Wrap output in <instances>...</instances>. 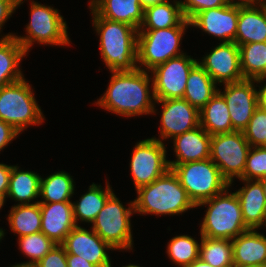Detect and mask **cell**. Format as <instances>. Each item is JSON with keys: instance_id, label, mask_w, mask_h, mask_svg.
I'll return each instance as SVG.
<instances>
[{"instance_id": "cell-1", "label": "cell", "mask_w": 266, "mask_h": 267, "mask_svg": "<svg viewBox=\"0 0 266 267\" xmlns=\"http://www.w3.org/2000/svg\"><path fill=\"white\" fill-rule=\"evenodd\" d=\"M111 73L108 88L95 102L96 105L125 118L156 113L154 92L150 90L152 79L149 77V71L136 68L133 71Z\"/></svg>"}, {"instance_id": "cell-2", "label": "cell", "mask_w": 266, "mask_h": 267, "mask_svg": "<svg viewBox=\"0 0 266 267\" xmlns=\"http://www.w3.org/2000/svg\"><path fill=\"white\" fill-rule=\"evenodd\" d=\"M93 26L99 37V50L105 66L111 71H133L137 68V33L129 24L99 17L92 9Z\"/></svg>"}, {"instance_id": "cell-3", "label": "cell", "mask_w": 266, "mask_h": 267, "mask_svg": "<svg viewBox=\"0 0 266 267\" xmlns=\"http://www.w3.org/2000/svg\"><path fill=\"white\" fill-rule=\"evenodd\" d=\"M136 191L134 209L141 215H177L197 208L172 169Z\"/></svg>"}, {"instance_id": "cell-4", "label": "cell", "mask_w": 266, "mask_h": 267, "mask_svg": "<svg viewBox=\"0 0 266 267\" xmlns=\"http://www.w3.org/2000/svg\"><path fill=\"white\" fill-rule=\"evenodd\" d=\"M228 190L227 188L224 192L196 205V207L208 206L200 224V236L233 240L249 230L244 224L236 193H229Z\"/></svg>"}, {"instance_id": "cell-5", "label": "cell", "mask_w": 266, "mask_h": 267, "mask_svg": "<svg viewBox=\"0 0 266 267\" xmlns=\"http://www.w3.org/2000/svg\"><path fill=\"white\" fill-rule=\"evenodd\" d=\"M189 198L197 205L230 188L219 168L209 158L183 164H169Z\"/></svg>"}, {"instance_id": "cell-6", "label": "cell", "mask_w": 266, "mask_h": 267, "mask_svg": "<svg viewBox=\"0 0 266 267\" xmlns=\"http://www.w3.org/2000/svg\"><path fill=\"white\" fill-rule=\"evenodd\" d=\"M25 78L0 88V119L22 133L28 126L43 123L41 107Z\"/></svg>"}, {"instance_id": "cell-7", "label": "cell", "mask_w": 266, "mask_h": 267, "mask_svg": "<svg viewBox=\"0 0 266 267\" xmlns=\"http://www.w3.org/2000/svg\"><path fill=\"white\" fill-rule=\"evenodd\" d=\"M188 26L165 29H139L137 33V68L151 71L159 64L184 53L180 42ZM144 67V68H141Z\"/></svg>"}, {"instance_id": "cell-8", "label": "cell", "mask_w": 266, "mask_h": 267, "mask_svg": "<svg viewBox=\"0 0 266 267\" xmlns=\"http://www.w3.org/2000/svg\"><path fill=\"white\" fill-rule=\"evenodd\" d=\"M30 6L31 19L26 25V36L14 35L26 53L36 41L44 45L69 46L68 26L59 11L35 1H31Z\"/></svg>"}, {"instance_id": "cell-9", "label": "cell", "mask_w": 266, "mask_h": 267, "mask_svg": "<svg viewBox=\"0 0 266 267\" xmlns=\"http://www.w3.org/2000/svg\"><path fill=\"white\" fill-rule=\"evenodd\" d=\"M113 193L92 222V229L113 249L132 250L133 237L130 217L135 213L134 201L125 208Z\"/></svg>"}, {"instance_id": "cell-10", "label": "cell", "mask_w": 266, "mask_h": 267, "mask_svg": "<svg viewBox=\"0 0 266 267\" xmlns=\"http://www.w3.org/2000/svg\"><path fill=\"white\" fill-rule=\"evenodd\" d=\"M250 148L243 131L216 134L211 137L210 159L230 185L234 178L243 179Z\"/></svg>"}, {"instance_id": "cell-11", "label": "cell", "mask_w": 266, "mask_h": 267, "mask_svg": "<svg viewBox=\"0 0 266 267\" xmlns=\"http://www.w3.org/2000/svg\"><path fill=\"white\" fill-rule=\"evenodd\" d=\"M165 144L156 137L137 142L132 152L130 171L135 189L150 184L169 169Z\"/></svg>"}, {"instance_id": "cell-12", "label": "cell", "mask_w": 266, "mask_h": 267, "mask_svg": "<svg viewBox=\"0 0 266 267\" xmlns=\"http://www.w3.org/2000/svg\"><path fill=\"white\" fill-rule=\"evenodd\" d=\"M197 62L185 53L149 71L155 100L183 98L189 73Z\"/></svg>"}, {"instance_id": "cell-13", "label": "cell", "mask_w": 266, "mask_h": 267, "mask_svg": "<svg viewBox=\"0 0 266 267\" xmlns=\"http://www.w3.org/2000/svg\"><path fill=\"white\" fill-rule=\"evenodd\" d=\"M161 104L160 137L157 139H173L187 131L200 126L199 110L183 98L155 100Z\"/></svg>"}, {"instance_id": "cell-14", "label": "cell", "mask_w": 266, "mask_h": 267, "mask_svg": "<svg viewBox=\"0 0 266 267\" xmlns=\"http://www.w3.org/2000/svg\"><path fill=\"white\" fill-rule=\"evenodd\" d=\"M255 79L224 84V91L218 92L227 103L234 131H243L257 108V89Z\"/></svg>"}, {"instance_id": "cell-15", "label": "cell", "mask_w": 266, "mask_h": 267, "mask_svg": "<svg viewBox=\"0 0 266 267\" xmlns=\"http://www.w3.org/2000/svg\"><path fill=\"white\" fill-rule=\"evenodd\" d=\"M198 63L215 83H234L244 80L240 68V50L235 42L219 43Z\"/></svg>"}, {"instance_id": "cell-16", "label": "cell", "mask_w": 266, "mask_h": 267, "mask_svg": "<svg viewBox=\"0 0 266 267\" xmlns=\"http://www.w3.org/2000/svg\"><path fill=\"white\" fill-rule=\"evenodd\" d=\"M66 254L78 255L97 267H111V259L106 250H115L105 242L92 228L88 231L76 226L61 243Z\"/></svg>"}, {"instance_id": "cell-17", "label": "cell", "mask_w": 266, "mask_h": 267, "mask_svg": "<svg viewBox=\"0 0 266 267\" xmlns=\"http://www.w3.org/2000/svg\"><path fill=\"white\" fill-rule=\"evenodd\" d=\"M239 3L204 10L191 21L192 27L219 38L222 42H234L237 32Z\"/></svg>"}, {"instance_id": "cell-18", "label": "cell", "mask_w": 266, "mask_h": 267, "mask_svg": "<svg viewBox=\"0 0 266 267\" xmlns=\"http://www.w3.org/2000/svg\"><path fill=\"white\" fill-rule=\"evenodd\" d=\"M40 210L41 232L56 244H61L71 230L77 226L72 201L40 203Z\"/></svg>"}, {"instance_id": "cell-19", "label": "cell", "mask_w": 266, "mask_h": 267, "mask_svg": "<svg viewBox=\"0 0 266 267\" xmlns=\"http://www.w3.org/2000/svg\"><path fill=\"white\" fill-rule=\"evenodd\" d=\"M242 188L235 191L241 206L244 224L248 229L266 226V198L259 180L239 179ZM264 224V225H263Z\"/></svg>"}, {"instance_id": "cell-20", "label": "cell", "mask_w": 266, "mask_h": 267, "mask_svg": "<svg viewBox=\"0 0 266 267\" xmlns=\"http://www.w3.org/2000/svg\"><path fill=\"white\" fill-rule=\"evenodd\" d=\"M234 42L239 46L266 42V5L240 4Z\"/></svg>"}, {"instance_id": "cell-21", "label": "cell", "mask_w": 266, "mask_h": 267, "mask_svg": "<svg viewBox=\"0 0 266 267\" xmlns=\"http://www.w3.org/2000/svg\"><path fill=\"white\" fill-rule=\"evenodd\" d=\"M232 241L234 267L266 265V236L249 229Z\"/></svg>"}, {"instance_id": "cell-22", "label": "cell", "mask_w": 266, "mask_h": 267, "mask_svg": "<svg viewBox=\"0 0 266 267\" xmlns=\"http://www.w3.org/2000/svg\"><path fill=\"white\" fill-rule=\"evenodd\" d=\"M211 135L201 126L173 138L175 161L169 164H183L210 158Z\"/></svg>"}, {"instance_id": "cell-23", "label": "cell", "mask_w": 266, "mask_h": 267, "mask_svg": "<svg viewBox=\"0 0 266 267\" xmlns=\"http://www.w3.org/2000/svg\"><path fill=\"white\" fill-rule=\"evenodd\" d=\"M89 4L99 17L129 24L137 30L143 22L140 0H91Z\"/></svg>"}, {"instance_id": "cell-24", "label": "cell", "mask_w": 266, "mask_h": 267, "mask_svg": "<svg viewBox=\"0 0 266 267\" xmlns=\"http://www.w3.org/2000/svg\"><path fill=\"white\" fill-rule=\"evenodd\" d=\"M14 35L0 38V88L24 78L19 65L27 53Z\"/></svg>"}, {"instance_id": "cell-25", "label": "cell", "mask_w": 266, "mask_h": 267, "mask_svg": "<svg viewBox=\"0 0 266 267\" xmlns=\"http://www.w3.org/2000/svg\"><path fill=\"white\" fill-rule=\"evenodd\" d=\"M169 0L144 9L143 22L139 29H165L174 26H191L183 14L180 1Z\"/></svg>"}, {"instance_id": "cell-26", "label": "cell", "mask_w": 266, "mask_h": 267, "mask_svg": "<svg viewBox=\"0 0 266 267\" xmlns=\"http://www.w3.org/2000/svg\"><path fill=\"white\" fill-rule=\"evenodd\" d=\"M217 91L215 81L197 62L189 73L183 99L200 111Z\"/></svg>"}, {"instance_id": "cell-27", "label": "cell", "mask_w": 266, "mask_h": 267, "mask_svg": "<svg viewBox=\"0 0 266 267\" xmlns=\"http://www.w3.org/2000/svg\"><path fill=\"white\" fill-rule=\"evenodd\" d=\"M200 126L211 136L233 132L230 113L223 96L217 91L199 111Z\"/></svg>"}, {"instance_id": "cell-28", "label": "cell", "mask_w": 266, "mask_h": 267, "mask_svg": "<svg viewBox=\"0 0 266 267\" xmlns=\"http://www.w3.org/2000/svg\"><path fill=\"white\" fill-rule=\"evenodd\" d=\"M106 184L104 190L101 185L93 183L89 186L88 191L81 196L79 201L72 203L74 220L77 226L79 220L92 224L107 199L114 193L108 181Z\"/></svg>"}, {"instance_id": "cell-29", "label": "cell", "mask_w": 266, "mask_h": 267, "mask_svg": "<svg viewBox=\"0 0 266 267\" xmlns=\"http://www.w3.org/2000/svg\"><path fill=\"white\" fill-rule=\"evenodd\" d=\"M40 182L41 176L32 171L20 170L18 166L12 165L9 189L7 198H11L18 204H33L32 200L40 197Z\"/></svg>"}, {"instance_id": "cell-30", "label": "cell", "mask_w": 266, "mask_h": 267, "mask_svg": "<svg viewBox=\"0 0 266 267\" xmlns=\"http://www.w3.org/2000/svg\"><path fill=\"white\" fill-rule=\"evenodd\" d=\"M8 223L11 231L18 237L37 233L41 231V210L39 201L33 204H16L12 206Z\"/></svg>"}, {"instance_id": "cell-31", "label": "cell", "mask_w": 266, "mask_h": 267, "mask_svg": "<svg viewBox=\"0 0 266 267\" xmlns=\"http://www.w3.org/2000/svg\"><path fill=\"white\" fill-rule=\"evenodd\" d=\"M74 180L69 173L58 171L47 178L41 177L39 203L68 202L74 194Z\"/></svg>"}, {"instance_id": "cell-32", "label": "cell", "mask_w": 266, "mask_h": 267, "mask_svg": "<svg viewBox=\"0 0 266 267\" xmlns=\"http://www.w3.org/2000/svg\"><path fill=\"white\" fill-rule=\"evenodd\" d=\"M239 50L244 79L260 78L266 71V42L239 45Z\"/></svg>"}, {"instance_id": "cell-33", "label": "cell", "mask_w": 266, "mask_h": 267, "mask_svg": "<svg viewBox=\"0 0 266 267\" xmlns=\"http://www.w3.org/2000/svg\"><path fill=\"white\" fill-rule=\"evenodd\" d=\"M199 257L213 267H234L232 241L201 236Z\"/></svg>"}, {"instance_id": "cell-34", "label": "cell", "mask_w": 266, "mask_h": 267, "mask_svg": "<svg viewBox=\"0 0 266 267\" xmlns=\"http://www.w3.org/2000/svg\"><path fill=\"white\" fill-rule=\"evenodd\" d=\"M167 244L168 257L178 267H186L199 258L200 244L191 236H175Z\"/></svg>"}, {"instance_id": "cell-35", "label": "cell", "mask_w": 266, "mask_h": 267, "mask_svg": "<svg viewBox=\"0 0 266 267\" xmlns=\"http://www.w3.org/2000/svg\"><path fill=\"white\" fill-rule=\"evenodd\" d=\"M19 250L30 258L24 263L36 264L39 262L55 245L52 239L48 238L41 231L18 238Z\"/></svg>"}, {"instance_id": "cell-36", "label": "cell", "mask_w": 266, "mask_h": 267, "mask_svg": "<svg viewBox=\"0 0 266 267\" xmlns=\"http://www.w3.org/2000/svg\"><path fill=\"white\" fill-rule=\"evenodd\" d=\"M243 134L251 147L266 146V111L257 107Z\"/></svg>"}, {"instance_id": "cell-37", "label": "cell", "mask_w": 266, "mask_h": 267, "mask_svg": "<svg viewBox=\"0 0 266 267\" xmlns=\"http://www.w3.org/2000/svg\"><path fill=\"white\" fill-rule=\"evenodd\" d=\"M266 177V146L251 147L247 156L243 179L259 180Z\"/></svg>"}, {"instance_id": "cell-38", "label": "cell", "mask_w": 266, "mask_h": 267, "mask_svg": "<svg viewBox=\"0 0 266 267\" xmlns=\"http://www.w3.org/2000/svg\"><path fill=\"white\" fill-rule=\"evenodd\" d=\"M228 3V0H180L184 17L188 21H191L198 13L204 10L222 7Z\"/></svg>"}, {"instance_id": "cell-39", "label": "cell", "mask_w": 266, "mask_h": 267, "mask_svg": "<svg viewBox=\"0 0 266 267\" xmlns=\"http://www.w3.org/2000/svg\"><path fill=\"white\" fill-rule=\"evenodd\" d=\"M36 265L37 267H68L64 247L61 244L55 245Z\"/></svg>"}, {"instance_id": "cell-40", "label": "cell", "mask_w": 266, "mask_h": 267, "mask_svg": "<svg viewBox=\"0 0 266 267\" xmlns=\"http://www.w3.org/2000/svg\"><path fill=\"white\" fill-rule=\"evenodd\" d=\"M20 132L12 125L0 119V151L3 150L11 141H13Z\"/></svg>"}, {"instance_id": "cell-41", "label": "cell", "mask_w": 266, "mask_h": 267, "mask_svg": "<svg viewBox=\"0 0 266 267\" xmlns=\"http://www.w3.org/2000/svg\"><path fill=\"white\" fill-rule=\"evenodd\" d=\"M17 9V0H0V33L6 20L12 16Z\"/></svg>"}, {"instance_id": "cell-42", "label": "cell", "mask_w": 266, "mask_h": 267, "mask_svg": "<svg viewBox=\"0 0 266 267\" xmlns=\"http://www.w3.org/2000/svg\"><path fill=\"white\" fill-rule=\"evenodd\" d=\"M12 166L0 163V194L7 196Z\"/></svg>"}, {"instance_id": "cell-43", "label": "cell", "mask_w": 266, "mask_h": 267, "mask_svg": "<svg viewBox=\"0 0 266 267\" xmlns=\"http://www.w3.org/2000/svg\"><path fill=\"white\" fill-rule=\"evenodd\" d=\"M68 267H97L85 259L78 258V255L67 254Z\"/></svg>"}, {"instance_id": "cell-44", "label": "cell", "mask_w": 266, "mask_h": 267, "mask_svg": "<svg viewBox=\"0 0 266 267\" xmlns=\"http://www.w3.org/2000/svg\"><path fill=\"white\" fill-rule=\"evenodd\" d=\"M259 87V91H257V107L261 110L266 111V82L264 86L261 85Z\"/></svg>"}, {"instance_id": "cell-45", "label": "cell", "mask_w": 266, "mask_h": 267, "mask_svg": "<svg viewBox=\"0 0 266 267\" xmlns=\"http://www.w3.org/2000/svg\"><path fill=\"white\" fill-rule=\"evenodd\" d=\"M165 1H167V0H140V3H141V7L143 9H146L149 6H153V5H156L158 3L165 2Z\"/></svg>"}, {"instance_id": "cell-46", "label": "cell", "mask_w": 266, "mask_h": 267, "mask_svg": "<svg viewBox=\"0 0 266 267\" xmlns=\"http://www.w3.org/2000/svg\"><path fill=\"white\" fill-rule=\"evenodd\" d=\"M186 267H213L209 263L204 262L200 257L193 261L190 265Z\"/></svg>"}, {"instance_id": "cell-47", "label": "cell", "mask_w": 266, "mask_h": 267, "mask_svg": "<svg viewBox=\"0 0 266 267\" xmlns=\"http://www.w3.org/2000/svg\"><path fill=\"white\" fill-rule=\"evenodd\" d=\"M11 267H37V265L30 263H17L15 265H12Z\"/></svg>"}, {"instance_id": "cell-48", "label": "cell", "mask_w": 266, "mask_h": 267, "mask_svg": "<svg viewBox=\"0 0 266 267\" xmlns=\"http://www.w3.org/2000/svg\"><path fill=\"white\" fill-rule=\"evenodd\" d=\"M264 81H266V71L264 72V74L260 77L255 79V82L258 84L264 83Z\"/></svg>"}, {"instance_id": "cell-49", "label": "cell", "mask_w": 266, "mask_h": 267, "mask_svg": "<svg viewBox=\"0 0 266 267\" xmlns=\"http://www.w3.org/2000/svg\"><path fill=\"white\" fill-rule=\"evenodd\" d=\"M229 2H232V3H240V4H251V0H238V1H235V0H228Z\"/></svg>"}, {"instance_id": "cell-50", "label": "cell", "mask_w": 266, "mask_h": 267, "mask_svg": "<svg viewBox=\"0 0 266 267\" xmlns=\"http://www.w3.org/2000/svg\"><path fill=\"white\" fill-rule=\"evenodd\" d=\"M259 181L261 182V185H262L263 191H264V195H265V198H266V177L259 179Z\"/></svg>"}, {"instance_id": "cell-51", "label": "cell", "mask_w": 266, "mask_h": 267, "mask_svg": "<svg viewBox=\"0 0 266 267\" xmlns=\"http://www.w3.org/2000/svg\"><path fill=\"white\" fill-rule=\"evenodd\" d=\"M251 4L266 5V0H251Z\"/></svg>"}, {"instance_id": "cell-52", "label": "cell", "mask_w": 266, "mask_h": 267, "mask_svg": "<svg viewBox=\"0 0 266 267\" xmlns=\"http://www.w3.org/2000/svg\"><path fill=\"white\" fill-rule=\"evenodd\" d=\"M6 196L0 194V209L4 206Z\"/></svg>"}, {"instance_id": "cell-53", "label": "cell", "mask_w": 266, "mask_h": 267, "mask_svg": "<svg viewBox=\"0 0 266 267\" xmlns=\"http://www.w3.org/2000/svg\"><path fill=\"white\" fill-rule=\"evenodd\" d=\"M5 233L4 230L0 228V241L4 237Z\"/></svg>"}, {"instance_id": "cell-54", "label": "cell", "mask_w": 266, "mask_h": 267, "mask_svg": "<svg viewBox=\"0 0 266 267\" xmlns=\"http://www.w3.org/2000/svg\"><path fill=\"white\" fill-rule=\"evenodd\" d=\"M112 267V266H111ZM122 267H140V266H138V265H134V264H128V265H126V266H122Z\"/></svg>"}, {"instance_id": "cell-55", "label": "cell", "mask_w": 266, "mask_h": 267, "mask_svg": "<svg viewBox=\"0 0 266 267\" xmlns=\"http://www.w3.org/2000/svg\"><path fill=\"white\" fill-rule=\"evenodd\" d=\"M23 0H17V8L23 3Z\"/></svg>"}]
</instances>
